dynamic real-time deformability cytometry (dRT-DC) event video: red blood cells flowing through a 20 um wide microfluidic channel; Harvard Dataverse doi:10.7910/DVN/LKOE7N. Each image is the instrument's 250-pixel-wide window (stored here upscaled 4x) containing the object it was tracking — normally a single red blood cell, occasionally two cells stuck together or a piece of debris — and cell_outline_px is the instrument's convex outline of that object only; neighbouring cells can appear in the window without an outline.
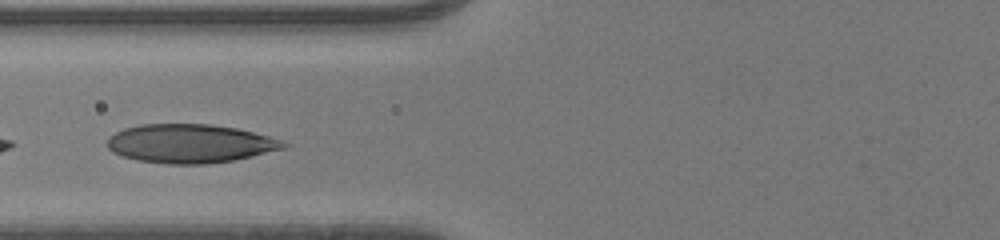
{"species": "human", "species_latin": "Homo sapiens", "temperature_condition": "room temperature", "stored_images_in_passage": 32, "camera_frame_rate_fps": 3000, "um_per_image_px": 0.085, "donor": {"sex": "male"}, "frame": {"image": 1, "passage_image": 10, "time_ms": 3.0, "image_size_px": [1000, 240], "cell_outline_px": [[292, 144], [284, 148], [236, 160], [208, 164], [168, 164], [136, 160], [120, 156], [112, 152], [108, 148], [108, 136], [124, 128], [140, 124], [212, 124], [236, 128], [268, 136]], "centroid_in_image_um": [16.13, 12.21], "position_along_channel_um": 109.7, "area_um2": 40.0}}
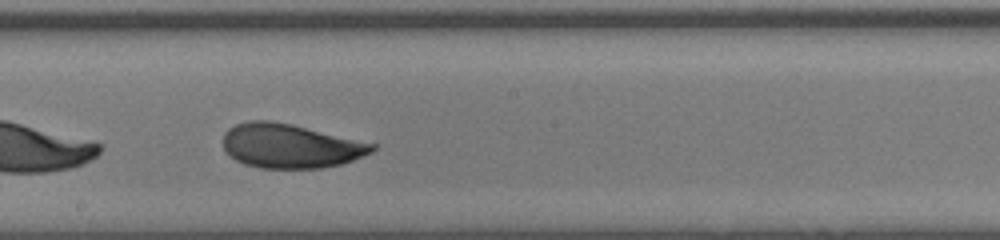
{"frame": {"image": 2, "passage_image": 18, "time_ms": 5.667, "image_size_px": [1000, 240], "cell_outline_px": [[376, 148], [372, 152], [352, 160], [340, 164], [320, 168], [260, 168], [244, 164], [236, 160], [224, 148], [224, 132], [228, 128], [236, 124], [248, 120], [268, 120], [292, 124], [376, 144]], "centroid_in_image_um": [24.66, 12.4], "position_along_channel_um": 223.5, "area_um2": 38.21}}
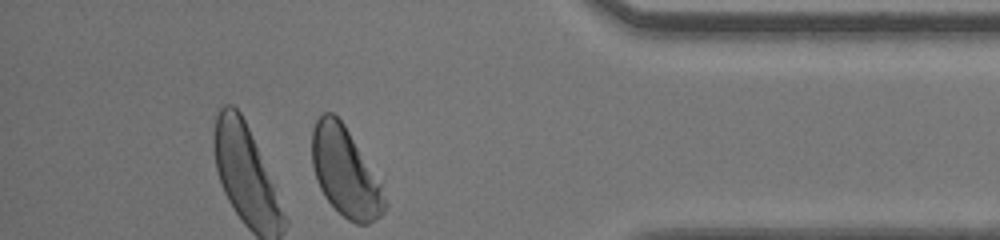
{"frame": {"image": 3, "passage_image": 32, "time_ms": 10.333, "image_size_px": [1000, 240], "cell_outline_px": [[388, 204], [384, 212], [380, 216], [368, 224], [356, 224], [348, 220], [324, 196], [316, 180], [312, 164], [312, 128], [316, 120], [324, 112], [332, 112], [344, 124], [380, 184]], "centroid_in_image_um": [29.33, 14.64], "position_along_channel_um": 405.9, "area_um2": 37.17}, "authors_computed_cell_mechanics": {"area_um2": 39.015, "velocity_mm_per_s": 4.2919, "shape_relaxation_time_tau1_ms": 3.4744, "shape_relaxation_time_tau2_ms": 0.6624, "deformation_change_tau1": 0.1344, "deformation_change_tau2": 0.0572}}